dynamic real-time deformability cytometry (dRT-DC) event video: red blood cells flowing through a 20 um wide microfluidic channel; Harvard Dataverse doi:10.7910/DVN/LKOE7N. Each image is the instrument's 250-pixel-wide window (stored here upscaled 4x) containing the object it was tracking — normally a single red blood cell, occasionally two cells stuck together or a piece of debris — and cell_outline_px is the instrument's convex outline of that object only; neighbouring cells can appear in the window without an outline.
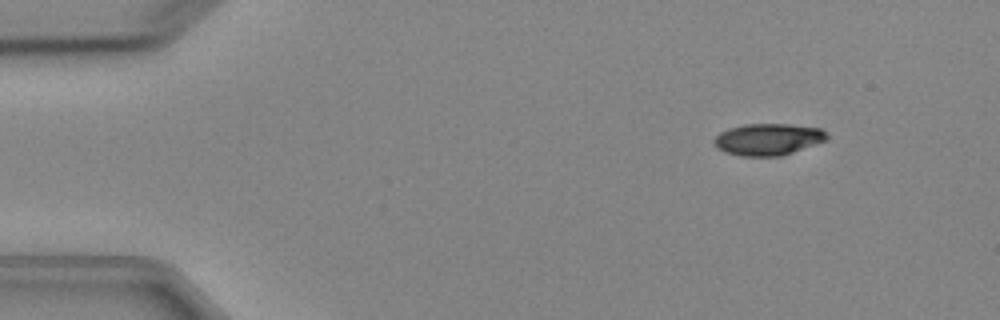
{"species": "Egyptian fruit bat (a non-hibernating species)", "species_latin": "Rousettus aegyptiacus", "temperature_condition": "cold", "stored_images_in_passage": 6, "camera_frame_rate_fps": 3000, "um_per_image_px": 0.085, "animal": {"sex": "female"}, "frame": {"image": 1, "passage_image": 2, "time_ms": 1.0, "image_size_px": [1000, 320], "cell_outline_px": [[828, 140], [780, 156], [740, 156], [724, 152], [712, 140], [720, 132], [728, 128], [744, 124], [788, 124], [820, 128], [828, 132]], "centroid_in_image_um": [65.3, 11.83], "position_along_channel_um": 19.7, "area_um2": 20.87}}
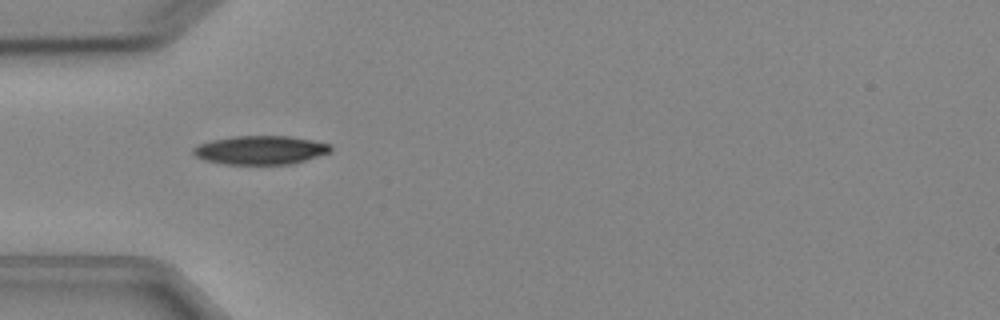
{"frame": {"image": 2, "passage_image": 5, "time_ms": 4.333, "image_size_px": [1000, 320], "cell_outline_px": [[332, 152], [292, 164], [220, 164], [204, 160], [196, 156], [192, 152], [192, 148], [200, 144], [212, 140], [232, 136], [288, 136], [312, 140], [332, 144]], "centroid_in_image_um": [22.15, 12.76], "position_along_channel_um": 62.8, "area_um2": 23.12}}